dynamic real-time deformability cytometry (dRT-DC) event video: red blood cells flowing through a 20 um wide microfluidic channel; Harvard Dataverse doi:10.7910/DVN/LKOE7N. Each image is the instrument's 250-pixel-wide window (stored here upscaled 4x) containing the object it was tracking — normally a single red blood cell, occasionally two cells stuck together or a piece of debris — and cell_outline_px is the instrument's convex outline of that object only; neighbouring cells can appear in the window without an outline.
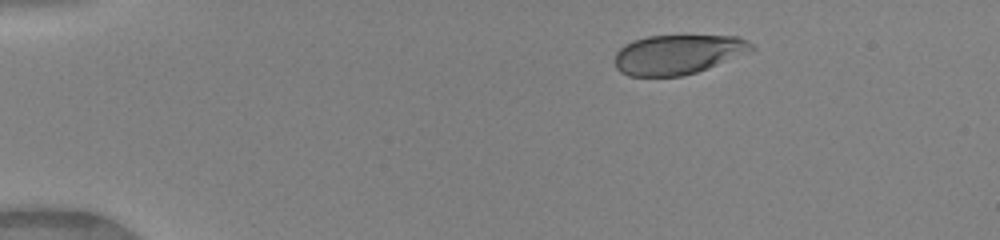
{"species": "human", "species_latin": "Homo sapiens", "temperature_condition": "warm", "stored_images_in_passage": 42, "camera_frame_rate_fps": 3000, "um_per_image_px": 0.085, "donor": {"sex": "female"}, "frame": {"image": 1, "passage_image": 1, "time_ms": 0.0, "image_size_px": [1000, 240], "cell_outline_px": [[756, 48], [696, 72], [680, 76], [628, 76], [620, 72], [616, 68], [616, 52], [624, 44], [632, 40], [648, 36], [736, 36], [748, 40], [756, 44]], "centroid_in_image_um": [57.58, 4.61], "position_along_channel_um": 27.4, "area_um2": 31.21}}
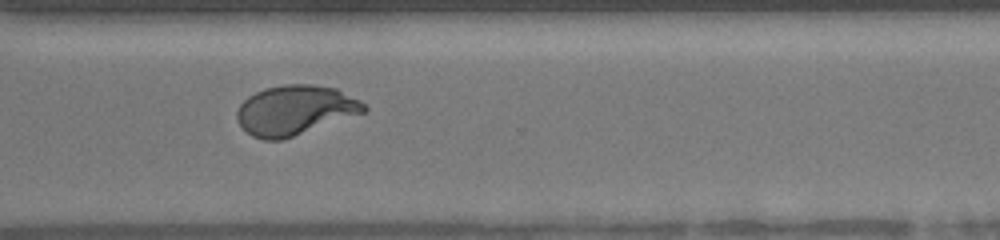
{"frame": {"image": 2, "passage_image": 30, "time_ms": 9.667, "image_size_px": [1000, 240], "cell_outline_px": [[368, 112], [284, 140], [264, 140], [252, 136], [236, 120], [236, 112], [240, 104], [248, 96], [264, 88], [284, 84], [312, 84], [336, 88], [360, 100], [368, 108]], "centroid_in_image_um": [25.11, 9.37], "position_along_channel_um": 345.5, "area_um2": 37.28}}
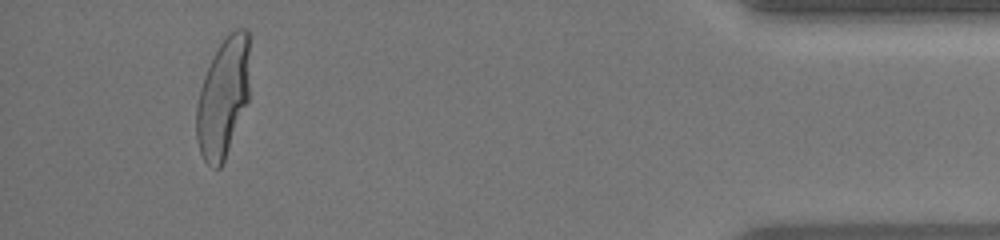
{"frame": {"image": 3, "passage_image": 39, "time_ms": 12.667, "image_size_px": [1000, 240], "cell_outline_px": [[248, 100], [224, 160], [220, 168], [212, 168], [204, 160], [200, 152], [196, 140], [196, 104], [200, 88], [204, 76], [220, 44], [228, 32], [236, 28], [248, 28]], "centroid_in_image_um": [18.94, 8.29], "position_along_channel_um": 416.3, "area_um2": 36.76}, "authors_computed_cell_mechanics": {"area_um2": 36.3851, "velocity_mm_per_s": 4.1449, "shape_relaxation_time_tau1_ms": 3.9401, "shape_relaxation_time_tau2_ms": null, "deformation_change_tau1": 0.2059, "deformation_change_tau2": null}}